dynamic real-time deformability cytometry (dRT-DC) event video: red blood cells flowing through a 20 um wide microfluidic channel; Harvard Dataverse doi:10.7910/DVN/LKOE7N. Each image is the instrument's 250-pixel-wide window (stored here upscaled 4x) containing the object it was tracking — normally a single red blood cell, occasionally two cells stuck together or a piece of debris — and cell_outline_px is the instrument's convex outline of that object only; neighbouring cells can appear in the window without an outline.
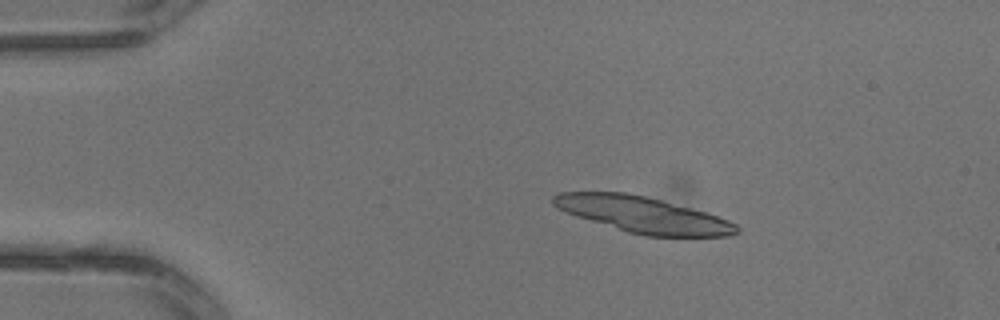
{"species": "common noctule bat (a hibernating species)", "species_latin": "Nyctalus noctula", "temperature_condition": "warm", "stored_images_in_passage": 2, "camera_frame_rate_fps": 3000, "um_per_image_px": 0.085, "animal": {"sex": "male", "body_mass_g": 13.3}, "frame": {"image": 1, "passage_image": 1, "time_ms": 0.0, "image_size_px": [1000, 320], "cell_outline_px": [[740, 232], [728, 236], [644, 236], [628, 232], [576, 216], [564, 212], [556, 208], [552, 204], [552, 196], [560, 192], [624, 192], [644, 196], [660, 200], [704, 212], [728, 220], [736, 224], [740, 228]], "centroid_in_image_um": [54.61, 18.25], "position_along_channel_um": 30.4, "area_um2": 38.15}}